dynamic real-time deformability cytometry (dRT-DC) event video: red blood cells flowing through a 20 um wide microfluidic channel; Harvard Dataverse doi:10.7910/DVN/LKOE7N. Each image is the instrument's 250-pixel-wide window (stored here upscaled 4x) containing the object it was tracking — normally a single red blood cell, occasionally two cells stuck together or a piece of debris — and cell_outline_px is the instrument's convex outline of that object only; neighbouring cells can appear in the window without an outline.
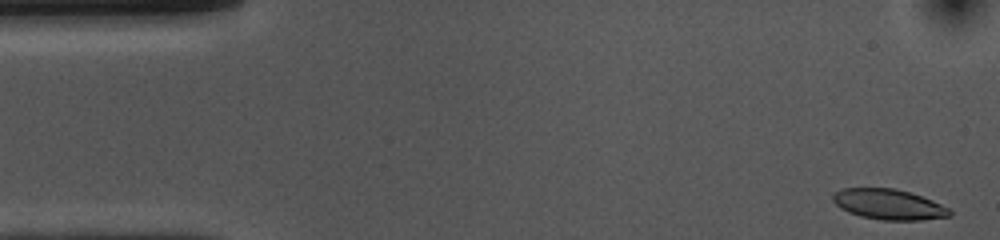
{"species": "common noctule bat (a hibernating species)", "species_latin": "Nyctalus noctula", "temperature_condition": "cold", "stored_images_in_passage": 48, "camera_frame_rate_fps": 3000, "um_per_image_px": 0.085, "animal": {"sex": "female", "body_mass_g": 10.0, "forearm_length_mm": 53.1}, "frame": {"image": 1, "passage_image": 1, "time_ms": 0.0, "image_size_px": [1000, 240], "cell_outline_px": [[952, 216], [920, 220], [880, 220], [860, 216], [848, 212], [840, 208], [832, 200], [832, 196], [836, 192], [844, 188], [896, 188], [932, 200], [948, 208], [952, 212]], "centroid_in_image_um": [75.53, 17.38], "position_along_channel_um": 9.5, "area_um2": 20.63}}
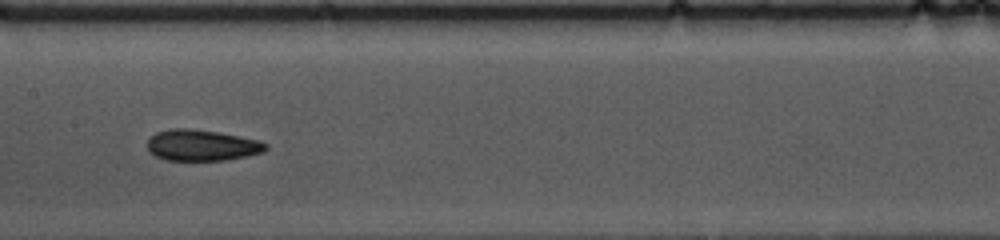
{"frame": {"image": 2, "passage_image": 24, "time_ms": 7.667, "image_size_px": [1000, 240], "cell_outline_px": [[268, 148], [264, 152], [248, 156], [224, 160], [164, 160], [148, 152], [148, 136], [156, 132], [172, 128], [188, 128], [216, 132], [240, 136], [260, 140], [268, 144]], "centroid_in_image_um": [17.15, 12.35], "position_along_channel_um": 190.2, "area_um2": 21.68}}
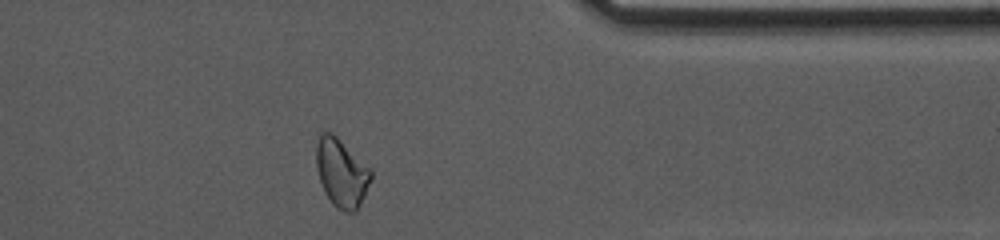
{"frame": {"image": 3, "passage_image": 41, "time_ms": 13.333, "image_size_px": [1000, 240], "cell_outline_px": [[372, 176], [364, 196], [356, 212], [344, 212], [336, 208], [332, 204], [324, 192], [316, 168], [316, 144], [320, 132], [332, 132], [372, 172]], "centroid_in_image_um": [28.99, 14.72], "position_along_channel_um": 382.4, "area_um2": 21.5}, "authors_computed_cell_mechanics": {"area_um2": 21.6461, "velocity_mm_per_s": 3.6957, "shape_relaxation_time_tau1_ms": 4.8366, "shape_relaxation_time_tau2_ms": 3.0724, "deformation_change_tau1": 0.1091, "deformation_change_tau2": 0.0707}}